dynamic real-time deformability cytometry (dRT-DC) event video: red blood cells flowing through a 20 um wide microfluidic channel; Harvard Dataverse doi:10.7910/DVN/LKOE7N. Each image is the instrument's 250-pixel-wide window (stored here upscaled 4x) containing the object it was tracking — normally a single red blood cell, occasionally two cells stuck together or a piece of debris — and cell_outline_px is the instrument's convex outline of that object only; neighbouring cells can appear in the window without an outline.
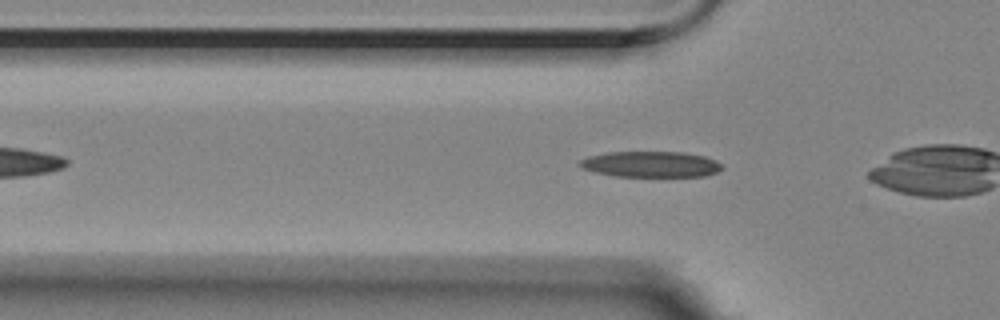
{"species": "Egyptian fruit bat (a non-hibernating species)", "species_latin": "Rousettus aegyptiacus", "temperature_condition": "room temperature", "stored_images_in_passage": 32, "camera_frame_rate_fps": 3000, "um_per_image_px": 0.085, "animal": {"sex": "female"}, "frame": {"image": 1, "passage_image": 5, "time_ms": 1.333, "image_size_px": [1000, 320], "cell_outline_px": [[724, 168], [716, 172], [704, 176], [616, 176], [596, 172], [584, 168], [580, 164], [580, 160], [588, 156], [608, 152], [684, 152], [704, 156], [716, 160], [724, 164]], "centroid_in_image_um": [55.38, 13.95], "position_along_channel_um": 70.4, "area_um2": 21.33}}
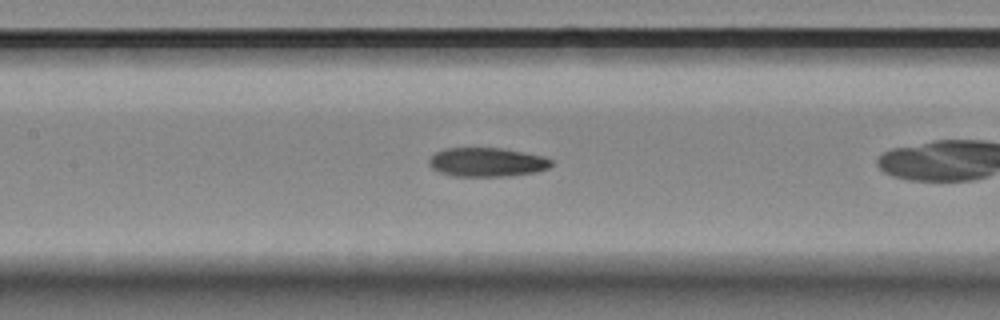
{"frame": {"image": 2, "passage_image": 13, "time_ms": 4.0, "image_size_px": [1000, 320], "cell_outline_px": [[552, 164], [548, 168], [536, 172], [508, 176], [452, 176], [440, 172], [432, 168], [428, 164], [428, 160], [436, 152], [444, 148], [504, 148], [540, 156], [552, 160]], "centroid_in_image_um": [41.36, 13.78], "position_along_channel_um": 166.0, "area_um2": 20.58}}
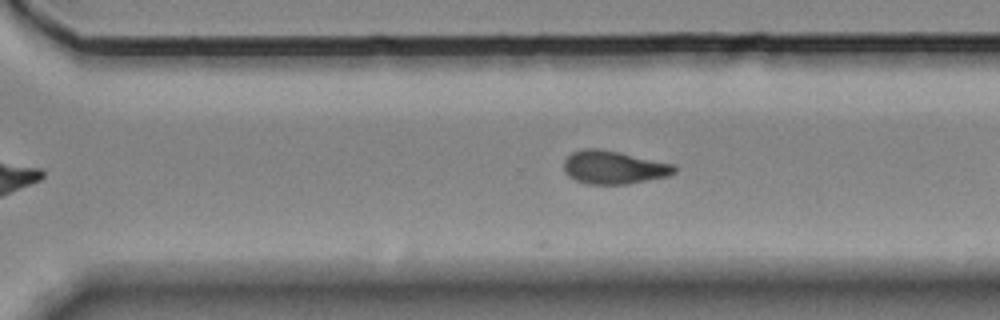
{"frame": {"image": 3, "passage_image": 26, "time_ms": 8.333, "image_size_px": [1000, 320], "cell_outline_px": [[676, 172], [668, 176], [628, 184], [588, 184], [576, 180], [568, 176], [564, 172], [564, 160], [572, 152], [584, 148], [596, 148], [620, 152], [672, 164], [676, 168]], "centroid_in_image_um": [52.14, 14.23], "position_along_channel_um": 318.5, "area_um2": 21.33}, "authors_computed_cell_mechanics": {"area_um2": 21.1837, "velocity_mm_per_s": 3.5274, "shape_relaxation_time_tau1_ms": null, "shape_relaxation_time_tau2_ms": 3.2455, "deformation_change_tau1": null, "deformation_change_tau2": 0.1028}}